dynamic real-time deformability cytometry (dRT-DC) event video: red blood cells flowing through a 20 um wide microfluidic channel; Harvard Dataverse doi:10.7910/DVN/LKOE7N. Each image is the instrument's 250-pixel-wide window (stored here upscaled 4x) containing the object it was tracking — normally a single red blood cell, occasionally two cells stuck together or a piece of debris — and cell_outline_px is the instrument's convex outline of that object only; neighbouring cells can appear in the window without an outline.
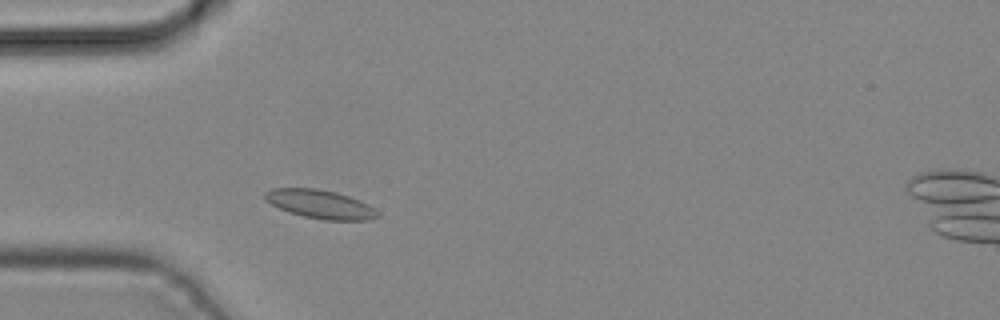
{"species": "common noctule bat (a hibernating species)", "species_latin": "Nyctalus noctula", "temperature_condition": "cold", "stored_images_in_passage": 2, "camera_frame_rate_fps": 3000, "um_per_image_px": 0.085, "animal": {"sex": "male", "body_mass_g": 19.2, "forearm_length_mm": 51.8}, "frame": {"image": 1, "passage_image": 1, "time_ms": 0.0, "image_size_px": [1000, 320], "cell_outline_px": [[380, 216], [372, 220], [324, 220], [304, 216], [288, 212], [264, 200], [264, 192], [272, 188], [316, 188], [336, 192], [360, 200], [380, 212]], "centroid_in_image_um": [27.23, 17.36], "position_along_channel_um": 57.8, "area_um2": 18.9}}